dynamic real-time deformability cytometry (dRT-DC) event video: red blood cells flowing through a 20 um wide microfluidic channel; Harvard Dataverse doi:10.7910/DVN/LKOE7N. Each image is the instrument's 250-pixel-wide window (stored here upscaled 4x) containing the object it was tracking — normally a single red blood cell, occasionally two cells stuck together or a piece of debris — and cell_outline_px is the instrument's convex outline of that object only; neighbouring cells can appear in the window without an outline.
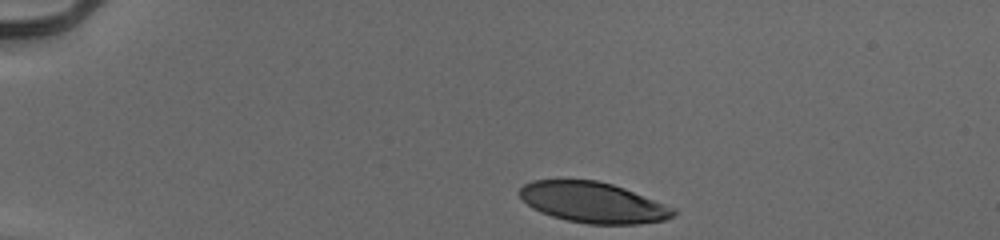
{"species": "human", "species_latin": "Homo sapiens", "temperature_condition": "cold", "stored_images_in_passage": 35, "camera_frame_rate_fps": 3000, "um_per_image_px": 0.085, "donor": {"sex": "male"}, "frame": {"image": 1, "passage_image": 1, "time_ms": 0.0, "image_size_px": [1000, 240], "cell_outline_px": [[676, 212], [672, 216], [664, 220], [640, 224], [588, 224], [568, 220], [552, 216], [540, 212], [532, 208], [520, 196], [520, 188], [524, 184], [532, 180], [596, 180], [612, 184], [624, 188], [676, 208]], "centroid_in_image_um": [50.42, 17.21], "position_along_channel_um": 34.6, "area_um2": 36.24}}
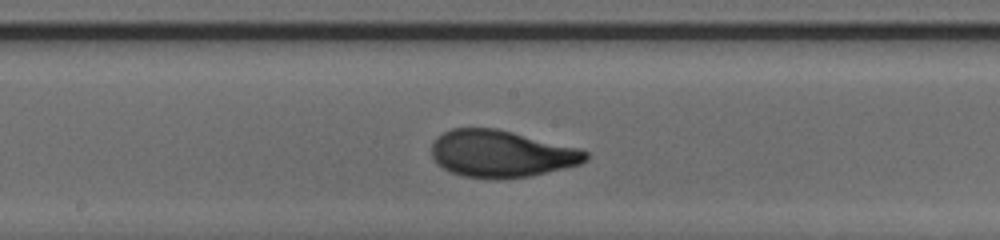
{"frame": {"image": 2, "passage_image": 20, "time_ms": 6.333, "image_size_px": [1000, 240], "cell_outline_px": [[588, 160], [580, 164], [528, 176], [464, 176], [452, 172], [436, 164], [432, 156], [432, 144], [436, 136], [452, 128], [496, 128], [580, 148], [588, 152]], "centroid_in_image_um": [42.6, 13.02], "position_along_channel_um": 205.6, "area_um2": 41.33}}
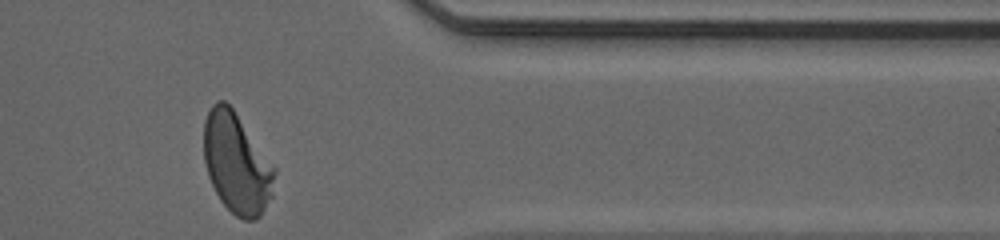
{"frame": {"image": 3, "passage_image": 35, "time_ms": 11.333, "image_size_px": [1000, 240], "cell_outline_px": [[276, 172], [272, 196], [260, 216], [256, 220], [244, 220], [236, 216], [220, 200], [208, 176], [204, 160], [204, 120], [212, 104], [216, 100], [224, 100], [232, 108], [276, 168]], "centroid_in_image_um": [20.12, 13.89], "position_along_channel_um": 391.3, "area_um2": 41.27}, "authors_computed_cell_mechanics": {"area_um2": 40.8646, "velocity_mm_per_s": 3.9155, "shape_relaxation_time_tau1_ms": 2.9421, "shape_relaxation_time_tau2_ms": 0.8006, "deformation_change_tau1": 0.1822, "deformation_change_tau2": 0.0631}}